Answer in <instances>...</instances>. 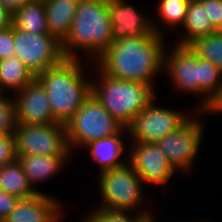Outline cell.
Listing matches in <instances>:
<instances>
[{
  "instance_id": "6da1fadb",
  "label": "cell",
  "mask_w": 222,
  "mask_h": 222,
  "mask_svg": "<svg viewBox=\"0 0 222 222\" xmlns=\"http://www.w3.org/2000/svg\"><path fill=\"white\" fill-rule=\"evenodd\" d=\"M166 37L160 34L125 38L113 42L98 58L93 61L105 75L127 81L153 84L157 74L164 71V53ZM155 87V88H154Z\"/></svg>"
},
{
  "instance_id": "7a4b0ae2",
  "label": "cell",
  "mask_w": 222,
  "mask_h": 222,
  "mask_svg": "<svg viewBox=\"0 0 222 222\" xmlns=\"http://www.w3.org/2000/svg\"><path fill=\"white\" fill-rule=\"evenodd\" d=\"M80 58H64L36 76L47 92L53 116L65 124L92 92V78L86 76ZM84 70V71H83Z\"/></svg>"
},
{
  "instance_id": "3957f363",
  "label": "cell",
  "mask_w": 222,
  "mask_h": 222,
  "mask_svg": "<svg viewBox=\"0 0 222 222\" xmlns=\"http://www.w3.org/2000/svg\"><path fill=\"white\" fill-rule=\"evenodd\" d=\"M112 43L108 0H79L70 31L61 42L65 58H79L81 51L95 60Z\"/></svg>"
},
{
  "instance_id": "277c9868",
  "label": "cell",
  "mask_w": 222,
  "mask_h": 222,
  "mask_svg": "<svg viewBox=\"0 0 222 222\" xmlns=\"http://www.w3.org/2000/svg\"><path fill=\"white\" fill-rule=\"evenodd\" d=\"M93 70L98 75L92 76L91 94L124 127L156 98L150 85L105 75L97 67Z\"/></svg>"
},
{
  "instance_id": "5b68a950",
  "label": "cell",
  "mask_w": 222,
  "mask_h": 222,
  "mask_svg": "<svg viewBox=\"0 0 222 222\" xmlns=\"http://www.w3.org/2000/svg\"><path fill=\"white\" fill-rule=\"evenodd\" d=\"M98 179L102 201L97 206L133 213L137 209V214L154 216L146 207L140 209L144 205L143 201L145 202L144 183L129 163L124 167L101 172Z\"/></svg>"
},
{
  "instance_id": "8992f818",
  "label": "cell",
  "mask_w": 222,
  "mask_h": 222,
  "mask_svg": "<svg viewBox=\"0 0 222 222\" xmlns=\"http://www.w3.org/2000/svg\"><path fill=\"white\" fill-rule=\"evenodd\" d=\"M123 127L91 94L65 123L69 150L73 155L74 148L79 149L93 140L115 135Z\"/></svg>"
},
{
  "instance_id": "52a82bcc",
  "label": "cell",
  "mask_w": 222,
  "mask_h": 222,
  "mask_svg": "<svg viewBox=\"0 0 222 222\" xmlns=\"http://www.w3.org/2000/svg\"><path fill=\"white\" fill-rule=\"evenodd\" d=\"M196 112L197 115H191L175 131L156 142L167 156L170 165L178 172L180 169V172L183 173L190 170L197 153H199L198 151L201 149L205 130L203 128L205 127H202L204 126L202 113L199 110ZM198 115L200 118H197Z\"/></svg>"
},
{
  "instance_id": "ba28073f",
  "label": "cell",
  "mask_w": 222,
  "mask_h": 222,
  "mask_svg": "<svg viewBox=\"0 0 222 222\" xmlns=\"http://www.w3.org/2000/svg\"><path fill=\"white\" fill-rule=\"evenodd\" d=\"M17 156H71L65 124L20 125L15 131Z\"/></svg>"
},
{
  "instance_id": "9c48e42d",
  "label": "cell",
  "mask_w": 222,
  "mask_h": 222,
  "mask_svg": "<svg viewBox=\"0 0 222 222\" xmlns=\"http://www.w3.org/2000/svg\"><path fill=\"white\" fill-rule=\"evenodd\" d=\"M15 56L36 77L64 58L61 42L50 34H33L14 28Z\"/></svg>"
},
{
  "instance_id": "30bf717a",
  "label": "cell",
  "mask_w": 222,
  "mask_h": 222,
  "mask_svg": "<svg viewBox=\"0 0 222 222\" xmlns=\"http://www.w3.org/2000/svg\"><path fill=\"white\" fill-rule=\"evenodd\" d=\"M154 99L142 112L135 116L127 126L130 142H152L164 138L175 131L191 115L159 107Z\"/></svg>"
},
{
  "instance_id": "8fae6325",
  "label": "cell",
  "mask_w": 222,
  "mask_h": 222,
  "mask_svg": "<svg viewBox=\"0 0 222 222\" xmlns=\"http://www.w3.org/2000/svg\"><path fill=\"white\" fill-rule=\"evenodd\" d=\"M131 147L127 154L128 163L139 175L144 185H164L169 183L174 172H177L169 163L167 156L156 143L130 142Z\"/></svg>"
},
{
  "instance_id": "7c38bea8",
  "label": "cell",
  "mask_w": 222,
  "mask_h": 222,
  "mask_svg": "<svg viewBox=\"0 0 222 222\" xmlns=\"http://www.w3.org/2000/svg\"><path fill=\"white\" fill-rule=\"evenodd\" d=\"M173 46H167L164 53L165 74L177 92L200 96L199 57L189 46Z\"/></svg>"
},
{
  "instance_id": "4fadbf2b",
  "label": "cell",
  "mask_w": 222,
  "mask_h": 222,
  "mask_svg": "<svg viewBox=\"0 0 222 222\" xmlns=\"http://www.w3.org/2000/svg\"><path fill=\"white\" fill-rule=\"evenodd\" d=\"M13 95L17 124L45 125L57 122L47 92L36 78Z\"/></svg>"
},
{
  "instance_id": "5bb4252c",
  "label": "cell",
  "mask_w": 222,
  "mask_h": 222,
  "mask_svg": "<svg viewBox=\"0 0 222 222\" xmlns=\"http://www.w3.org/2000/svg\"><path fill=\"white\" fill-rule=\"evenodd\" d=\"M108 11L112 25V41L137 38L155 34L152 21L138 12L126 0H108Z\"/></svg>"
},
{
  "instance_id": "9a60e30c",
  "label": "cell",
  "mask_w": 222,
  "mask_h": 222,
  "mask_svg": "<svg viewBox=\"0 0 222 222\" xmlns=\"http://www.w3.org/2000/svg\"><path fill=\"white\" fill-rule=\"evenodd\" d=\"M55 198L46 193L21 198L15 209L2 222H60L62 202Z\"/></svg>"
},
{
  "instance_id": "2e32d148",
  "label": "cell",
  "mask_w": 222,
  "mask_h": 222,
  "mask_svg": "<svg viewBox=\"0 0 222 222\" xmlns=\"http://www.w3.org/2000/svg\"><path fill=\"white\" fill-rule=\"evenodd\" d=\"M122 135L129 137L127 127H123L115 135L93 140L83 146V148L85 147L84 149H88L87 152L89 151L92 160L99 165L100 171L98 173L124 167L128 163L129 160H122L123 154L129 153V150L125 147L127 144H125L126 142L123 140L124 137Z\"/></svg>"
},
{
  "instance_id": "e0dca14e",
  "label": "cell",
  "mask_w": 222,
  "mask_h": 222,
  "mask_svg": "<svg viewBox=\"0 0 222 222\" xmlns=\"http://www.w3.org/2000/svg\"><path fill=\"white\" fill-rule=\"evenodd\" d=\"M70 157L72 156L23 155L18 156V160L34 188L40 181L49 180L56 175L68 161H71Z\"/></svg>"
},
{
  "instance_id": "ac0fdd59",
  "label": "cell",
  "mask_w": 222,
  "mask_h": 222,
  "mask_svg": "<svg viewBox=\"0 0 222 222\" xmlns=\"http://www.w3.org/2000/svg\"><path fill=\"white\" fill-rule=\"evenodd\" d=\"M79 0H45V14L50 35L62 42L68 35Z\"/></svg>"
},
{
  "instance_id": "d6986e66",
  "label": "cell",
  "mask_w": 222,
  "mask_h": 222,
  "mask_svg": "<svg viewBox=\"0 0 222 222\" xmlns=\"http://www.w3.org/2000/svg\"><path fill=\"white\" fill-rule=\"evenodd\" d=\"M182 27L185 29V32H183L185 35L182 34L183 37L179 36L176 40L177 42H175V44L181 46H188L195 39L216 32L210 20H208L206 8H204L200 0L189 1L186 18Z\"/></svg>"
},
{
  "instance_id": "ffe728a7",
  "label": "cell",
  "mask_w": 222,
  "mask_h": 222,
  "mask_svg": "<svg viewBox=\"0 0 222 222\" xmlns=\"http://www.w3.org/2000/svg\"><path fill=\"white\" fill-rule=\"evenodd\" d=\"M12 26L28 33L50 34L44 2H25L13 13Z\"/></svg>"
},
{
  "instance_id": "44dd1931",
  "label": "cell",
  "mask_w": 222,
  "mask_h": 222,
  "mask_svg": "<svg viewBox=\"0 0 222 222\" xmlns=\"http://www.w3.org/2000/svg\"><path fill=\"white\" fill-rule=\"evenodd\" d=\"M0 190L20 199L44 193L32 187L18 159L0 168Z\"/></svg>"
},
{
  "instance_id": "7402d4cb",
  "label": "cell",
  "mask_w": 222,
  "mask_h": 222,
  "mask_svg": "<svg viewBox=\"0 0 222 222\" xmlns=\"http://www.w3.org/2000/svg\"><path fill=\"white\" fill-rule=\"evenodd\" d=\"M35 78L34 74L16 56L0 60V90L2 93L6 94V90L17 93Z\"/></svg>"
},
{
  "instance_id": "603a6c76",
  "label": "cell",
  "mask_w": 222,
  "mask_h": 222,
  "mask_svg": "<svg viewBox=\"0 0 222 222\" xmlns=\"http://www.w3.org/2000/svg\"><path fill=\"white\" fill-rule=\"evenodd\" d=\"M189 1L190 0H159L156 3V8H154L156 9V14L159 16H157L159 19L158 22H156V19L152 21L154 32L160 35L166 34L163 32L167 30L159 28L161 27L160 23L163 24L162 26L166 29L169 28V30L172 29V31L174 29H180L186 18Z\"/></svg>"
},
{
  "instance_id": "cb8c5ba5",
  "label": "cell",
  "mask_w": 222,
  "mask_h": 222,
  "mask_svg": "<svg viewBox=\"0 0 222 222\" xmlns=\"http://www.w3.org/2000/svg\"><path fill=\"white\" fill-rule=\"evenodd\" d=\"M188 46L197 57L211 62L222 71V33L220 31L195 39Z\"/></svg>"
},
{
  "instance_id": "d4e9b609",
  "label": "cell",
  "mask_w": 222,
  "mask_h": 222,
  "mask_svg": "<svg viewBox=\"0 0 222 222\" xmlns=\"http://www.w3.org/2000/svg\"><path fill=\"white\" fill-rule=\"evenodd\" d=\"M221 83L222 71L211 62L199 58L200 97L203 100L201 99L199 106H196V111L206 104Z\"/></svg>"
},
{
  "instance_id": "484cf974",
  "label": "cell",
  "mask_w": 222,
  "mask_h": 222,
  "mask_svg": "<svg viewBox=\"0 0 222 222\" xmlns=\"http://www.w3.org/2000/svg\"><path fill=\"white\" fill-rule=\"evenodd\" d=\"M88 211V214L84 216L82 222H144L147 218L153 217L143 216L135 212L133 215L129 211L108 209L99 206H95L94 210Z\"/></svg>"
},
{
  "instance_id": "4316f807",
  "label": "cell",
  "mask_w": 222,
  "mask_h": 222,
  "mask_svg": "<svg viewBox=\"0 0 222 222\" xmlns=\"http://www.w3.org/2000/svg\"><path fill=\"white\" fill-rule=\"evenodd\" d=\"M0 95V134H14L17 126L13 95Z\"/></svg>"
},
{
  "instance_id": "83f0119b",
  "label": "cell",
  "mask_w": 222,
  "mask_h": 222,
  "mask_svg": "<svg viewBox=\"0 0 222 222\" xmlns=\"http://www.w3.org/2000/svg\"><path fill=\"white\" fill-rule=\"evenodd\" d=\"M18 159L14 134H0V168Z\"/></svg>"
},
{
  "instance_id": "f1b7e54d",
  "label": "cell",
  "mask_w": 222,
  "mask_h": 222,
  "mask_svg": "<svg viewBox=\"0 0 222 222\" xmlns=\"http://www.w3.org/2000/svg\"><path fill=\"white\" fill-rule=\"evenodd\" d=\"M206 8L208 20L216 31L222 29V0H200Z\"/></svg>"
},
{
  "instance_id": "f546056e",
  "label": "cell",
  "mask_w": 222,
  "mask_h": 222,
  "mask_svg": "<svg viewBox=\"0 0 222 222\" xmlns=\"http://www.w3.org/2000/svg\"><path fill=\"white\" fill-rule=\"evenodd\" d=\"M15 56L14 27L0 29V60Z\"/></svg>"
},
{
  "instance_id": "4dcf8cb0",
  "label": "cell",
  "mask_w": 222,
  "mask_h": 222,
  "mask_svg": "<svg viewBox=\"0 0 222 222\" xmlns=\"http://www.w3.org/2000/svg\"><path fill=\"white\" fill-rule=\"evenodd\" d=\"M199 111L202 113V115H212L214 113L216 115L217 113H222V83Z\"/></svg>"
},
{
  "instance_id": "1f68e13d",
  "label": "cell",
  "mask_w": 222,
  "mask_h": 222,
  "mask_svg": "<svg viewBox=\"0 0 222 222\" xmlns=\"http://www.w3.org/2000/svg\"><path fill=\"white\" fill-rule=\"evenodd\" d=\"M19 200V197L0 190V222L15 209Z\"/></svg>"
},
{
  "instance_id": "d6a6232c",
  "label": "cell",
  "mask_w": 222,
  "mask_h": 222,
  "mask_svg": "<svg viewBox=\"0 0 222 222\" xmlns=\"http://www.w3.org/2000/svg\"><path fill=\"white\" fill-rule=\"evenodd\" d=\"M12 17L13 14L0 4V29L11 27Z\"/></svg>"
},
{
  "instance_id": "836d02e7",
  "label": "cell",
  "mask_w": 222,
  "mask_h": 222,
  "mask_svg": "<svg viewBox=\"0 0 222 222\" xmlns=\"http://www.w3.org/2000/svg\"><path fill=\"white\" fill-rule=\"evenodd\" d=\"M28 0H0V4L12 14Z\"/></svg>"
},
{
  "instance_id": "e575fe53",
  "label": "cell",
  "mask_w": 222,
  "mask_h": 222,
  "mask_svg": "<svg viewBox=\"0 0 222 222\" xmlns=\"http://www.w3.org/2000/svg\"><path fill=\"white\" fill-rule=\"evenodd\" d=\"M144 222H155V218H154V216L147 218Z\"/></svg>"
},
{
  "instance_id": "d590c367",
  "label": "cell",
  "mask_w": 222,
  "mask_h": 222,
  "mask_svg": "<svg viewBox=\"0 0 222 222\" xmlns=\"http://www.w3.org/2000/svg\"><path fill=\"white\" fill-rule=\"evenodd\" d=\"M28 1L44 2L45 0H28Z\"/></svg>"
}]
</instances>
